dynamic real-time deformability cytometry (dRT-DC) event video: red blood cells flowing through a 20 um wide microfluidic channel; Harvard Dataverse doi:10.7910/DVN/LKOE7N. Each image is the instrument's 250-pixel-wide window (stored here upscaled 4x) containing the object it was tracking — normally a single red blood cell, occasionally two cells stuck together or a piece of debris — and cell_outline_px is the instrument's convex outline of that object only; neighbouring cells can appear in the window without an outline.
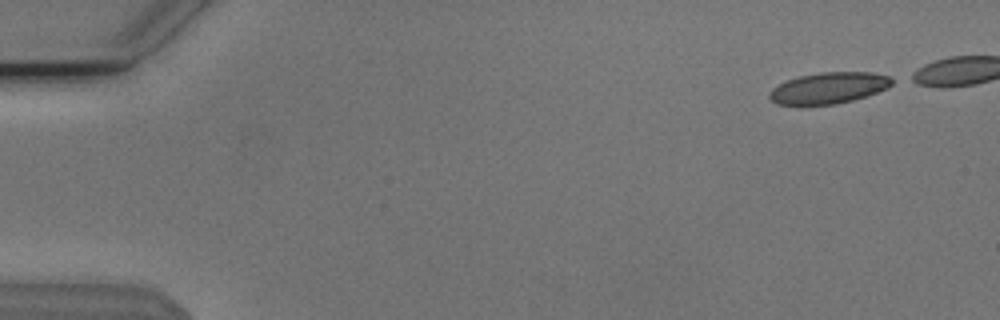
{"species": "Egyptian fruit bat (a non-hibernating species)", "species_latin": "Rousettus aegyptiacus", "temperature_condition": "cold", "stored_images_in_passage": 8, "segment_of_instrument_passage": [1, 2], "camera_frame_rate_fps": 3000, "um_per_image_px": 0.085, "animal": {"sex": "male"}, "frame": {"image": 1, "passage_image": 1, "time_ms": 0.0, "image_size_px": [1000, 320], "cell_outline_px": [[896, 80], [888, 88], [852, 100], [836, 104], [800, 108], [776, 104], [768, 96], [768, 92], [772, 88], [788, 80], [800, 76], [820, 72], [872, 72], [888, 76]], "centroid_in_image_um": [70.38, 7.52], "position_along_channel_um": 14.6, "area_um2": 22.95}}
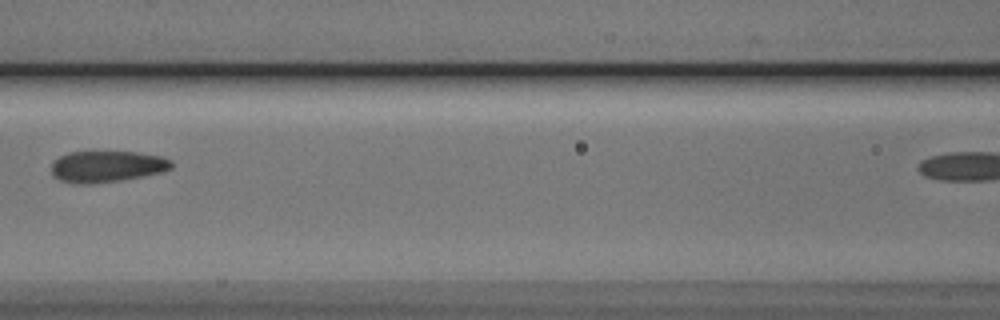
{"frame": {"image": 2, "passage_image": 7, "time_ms": 2.0, "image_size_px": [1000, 320], "cell_outline_px": [[172, 168], [160, 172], [140, 176], [116, 180], [88, 184], [80, 184], [60, 180], [52, 176], [52, 164], [60, 156], [68, 152], [136, 152], [160, 156], [172, 160]], "centroid_in_image_um": [9.07, 14.14], "position_along_channel_um": 157.5, "area_um2": 21.56}}